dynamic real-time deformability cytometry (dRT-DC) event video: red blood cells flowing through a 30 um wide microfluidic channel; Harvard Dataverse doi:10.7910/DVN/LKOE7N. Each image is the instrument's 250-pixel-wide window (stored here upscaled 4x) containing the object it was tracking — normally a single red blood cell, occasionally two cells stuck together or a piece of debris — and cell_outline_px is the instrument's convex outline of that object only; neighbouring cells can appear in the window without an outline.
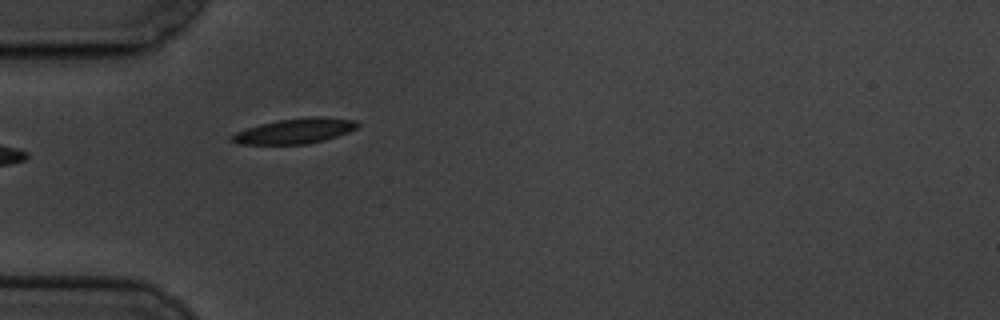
{"species": "common noctule bat (a hibernating species)", "species_latin": "Nyctalus noctula", "temperature_condition": "cold", "stored_images_in_passage": 8, "camera_frame_rate_fps": 3000, "um_per_image_px": 0.085, "animal": {"sex": "male", "body_mass_g": 19.5, "forearm_length_mm": 54.6}, "frame": {"image": 1, "passage_image": 6, "time_ms": 5.667, "image_size_px": [1000, 320], "cell_outline_px": [[360, 124], [356, 128], [348, 132], [324, 140], [308, 144], [240, 144], [228, 140], [228, 136], [236, 132], [260, 124], [280, 120], [308, 116], [324, 116], [356, 120]], "centroid_in_image_um": [25.06, 11.13], "position_along_channel_um": 59.9, "area_um2": 18.55}}
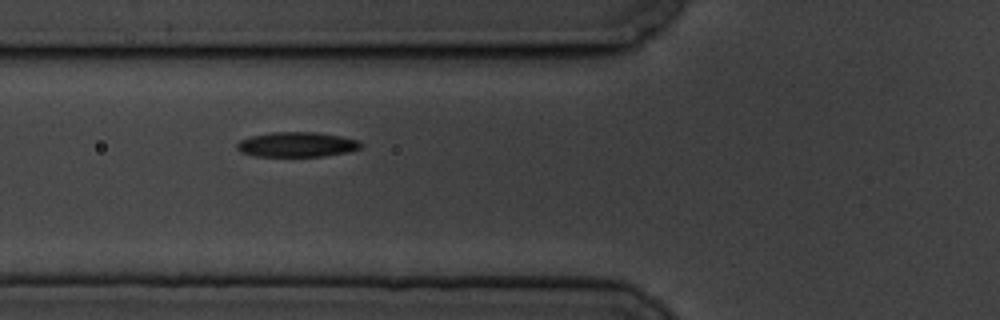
{"frame": {"image": 2, "passage_image": 7, "time_ms": 7.0, "image_size_px": [1000, 320], "cell_outline_px": [[364, 144], [360, 148], [348, 152], [324, 156], [256, 156], [240, 152], [236, 148], [236, 144], [240, 140], [252, 136], [272, 132], [316, 132], [340, 136], [360, 140]], "centroid_in_image_um": [25.26, 12.28], "position_along_channel_um": 100.5, "area_um2": 18.03}}
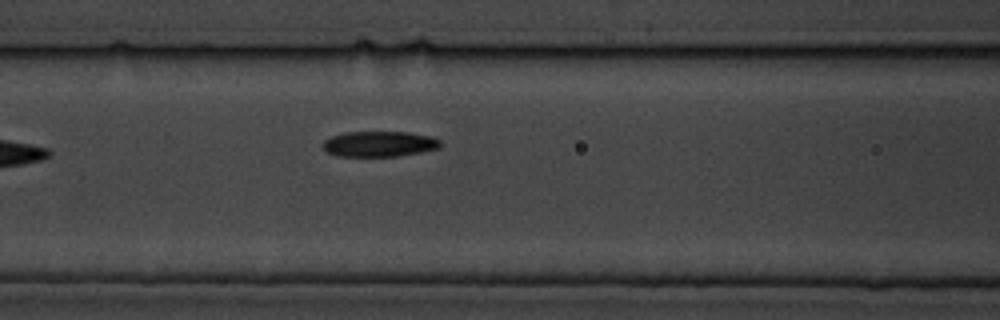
{"frame": {"image": 3, "passage_image": 8, "time_ms": 8.0, "image_size_px": [1000, 320], "cell_outline_px": [[440, 148], [420, 152], [396, 156], [336, 156], [328, 152], [324, 148], [324, 140], [332, 136], [344, 132], [408, 132], [432, 136], [440, 140]], "centroid_in_image_um": [32.26, 12.23], "position_along_channel_um": 134.3, "area_um2": 17.4}}